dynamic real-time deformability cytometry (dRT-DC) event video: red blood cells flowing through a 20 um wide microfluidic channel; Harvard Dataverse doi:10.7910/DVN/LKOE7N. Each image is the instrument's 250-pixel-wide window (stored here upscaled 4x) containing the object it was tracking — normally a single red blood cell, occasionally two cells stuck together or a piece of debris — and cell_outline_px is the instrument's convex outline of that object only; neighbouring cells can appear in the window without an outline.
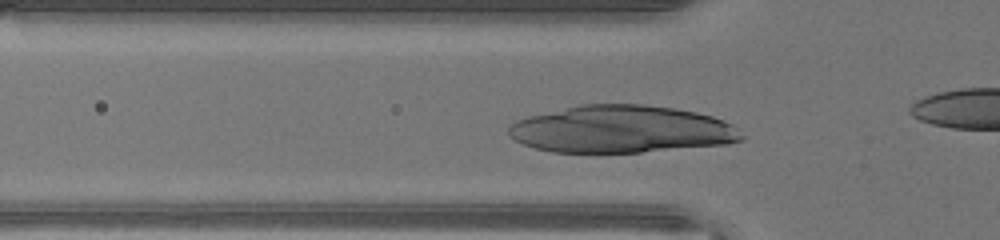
{"species": "human", "species_latin": "Homo sapiens", "temperature_condition": "warm", "stored_images_in_passage": 13, "camera_frame_rate_fps": 3000, "um_per_image_px": 0.085, "donor": {"sex": "male"}, "frame": {"image": 1, "passage_image": 8, "time_ms": 2.333, "image_size_px": [1000, 240], "cell_outline_px": [[744, 140], [728, 144], [640, 152], [552, 152], [536, 148], [524, 144], [508, 136], [508, 128], [516, 120], [528, 116], [580, 104], [644, 104], [676, 108], [696, 112], [712, 116], [724, 120], [732, 124], [744, 136]], "centroid_in_image_um": [52.84, 10.98], "position_along_channel_um": 73.0, "area_um2": 64.39}}
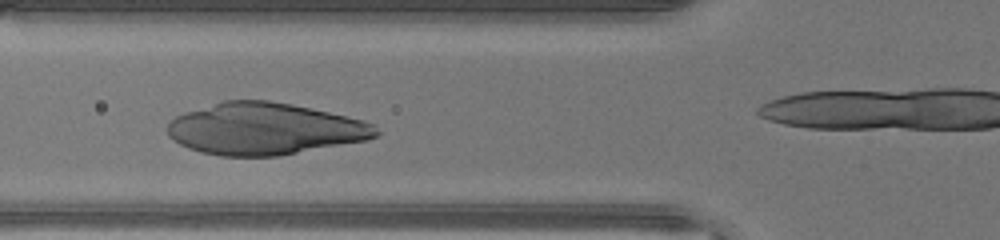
{"frame": {"image": 2, "passage_image": 10, "time_ms": 3.0, "image_size_px": [1000, 240], "cell_outline_px": [[380, 132], [376, 136], [368, 140], [276, 156], [220, 156], [200, 152], [188, 148], [172, 140], [168, 136], [168, 124], [176, 116], [184, 112], [224, 100], [268, 100], [292, 104], [312, 108], [348, 116], [364, 120], [372, 124]], "centroid_in_image_um": [22.49, 10.95], "position_along_channel_um": 103.3, "area_um2": 63.06}}